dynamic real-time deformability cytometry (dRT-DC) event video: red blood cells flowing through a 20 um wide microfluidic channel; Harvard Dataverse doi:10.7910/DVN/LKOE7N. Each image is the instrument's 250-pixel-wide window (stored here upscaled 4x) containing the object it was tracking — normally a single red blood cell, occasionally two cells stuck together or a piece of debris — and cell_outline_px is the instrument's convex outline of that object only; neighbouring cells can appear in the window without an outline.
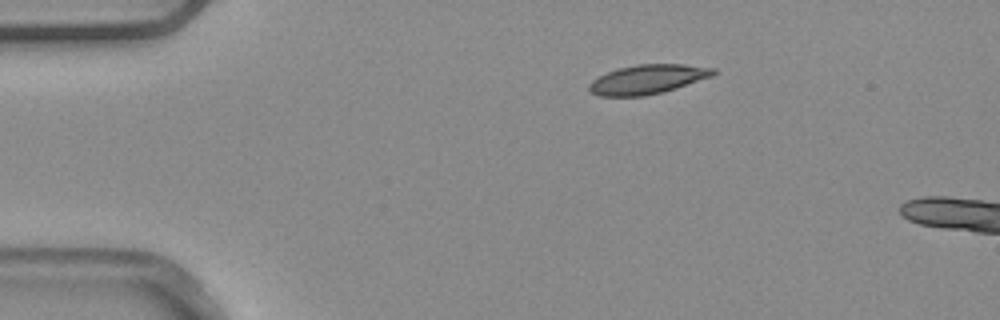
{"species": "common noctule bat (a hibernating species)", "species_latin": "Nyctalus noctula", "temperature_condition": "warm", "stored_images_in_passage": 3, "camera_frame_rate_fps": 3000, "um_per_image_px": 0.085, "animal": {"sex": "male", "body_mass_g": 20.4}, "frame": {"image": 1, "passage_image": 1, "time_ms": 0.0, "image_size_px": [1000, 320], "cell_outline_px": [[716, 72], [712, 76], [664, 92], [644, 96], [600, 96], [592, 92], [588, 88], [588, 84], [592, 80], [616, 68], [636, 64], [684, 64], [716, 68]], "centroid_in_image_um": [55.05, 6.73], "position_along_channel_um": 29.9, "area_um2": 21.21}}